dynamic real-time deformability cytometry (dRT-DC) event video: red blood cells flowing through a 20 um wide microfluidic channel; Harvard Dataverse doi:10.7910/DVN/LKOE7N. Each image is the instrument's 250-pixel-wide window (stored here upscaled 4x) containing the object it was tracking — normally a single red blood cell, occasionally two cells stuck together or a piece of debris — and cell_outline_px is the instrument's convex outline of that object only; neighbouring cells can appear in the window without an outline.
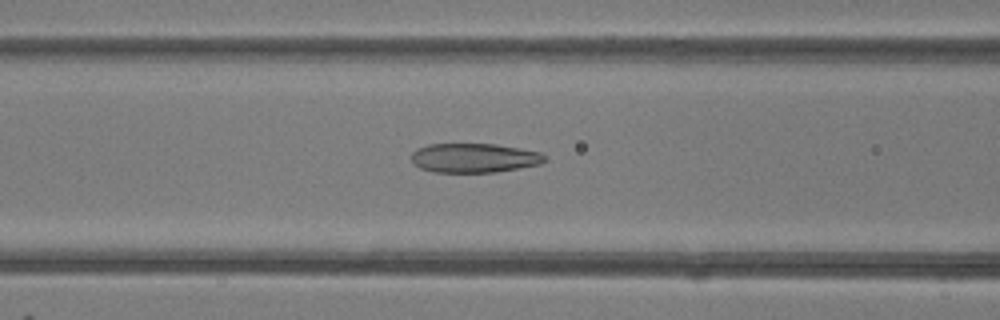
{"species": "common noctule bat (a hibernating species)", "species_latin": "Nyctalus noctula", "temperature_condition": "room temperature", "stored_images_in_passage": 49, "camera_frame_rate_fps": 3000, "um_per_image_px": 0.085, "animal": {"sex": "female"}, "frame": {"image": 1, "passage_image": 20, "time_ms": 6.333, "image_size_px": [1000, 320], "cell_outline_px": [[548, 160], [540, 164], [496, 172], [432, 172], [420, 168], [412, 164], [412, 152], [416, 148], [428, 144], [496, 144], [520, 148], [540, 152], [548, 156]], "centroid_in_image_um": [40.31, 13.42], "position_along_channel_um": 126.3, "area_um2": 23.0}}
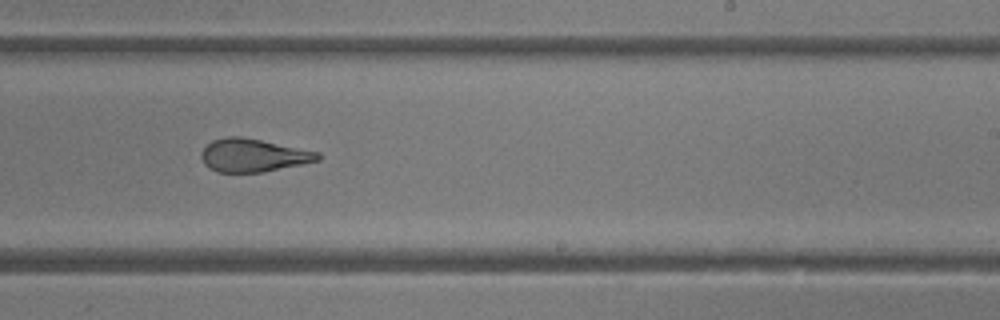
{"frame": {"image": 2, "passage_image": 30, "time_ms": 9.667, "image_size_px": [1000, 320], "cell_outline_px": [[320, 160], [264, 172], [216, 172], [208, 168], [204, 164], [200, 156], [200, 152], [212, 140], [224, 136], [240, 136], [320, 152]], "centroid_in_image_um": [21.48, 13.2], "position_along_channel_um": 267.5, "area_um2": 22.48}}
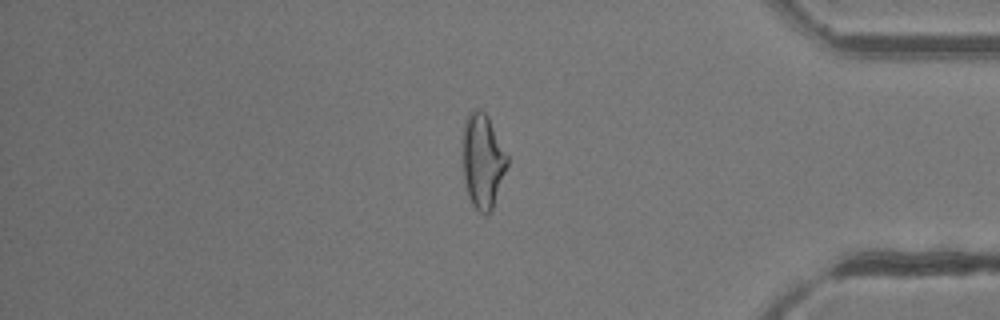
{"frame": {"image": 3, "passage_image": 41, "time_ms": 13.333, "image_size_px": [1000, 320], "cell_outline_px": [[508, 164], [492, 208], [484, 216], [472, 204], [468, 196], [464, 180], [464, 124], [468, 112], [476, 108], [480, 108], [488, 116], [508, 156]], "centroid_in_image_um": [41.04, 13.65], "position_along_channel_um": 394.2, "area_um2": 24.16}, "authors_computed_cell_mechanics": {"area_um2": 24.854, "velocity_mm_per_s": 4.2371, "shape_relaxation_time_tau1_ms": null, "shape_relaxation_time_tau2_ms": 1.4011, "deformation_change_tau1": null, "deformation_change_tau2": 0.1005}}